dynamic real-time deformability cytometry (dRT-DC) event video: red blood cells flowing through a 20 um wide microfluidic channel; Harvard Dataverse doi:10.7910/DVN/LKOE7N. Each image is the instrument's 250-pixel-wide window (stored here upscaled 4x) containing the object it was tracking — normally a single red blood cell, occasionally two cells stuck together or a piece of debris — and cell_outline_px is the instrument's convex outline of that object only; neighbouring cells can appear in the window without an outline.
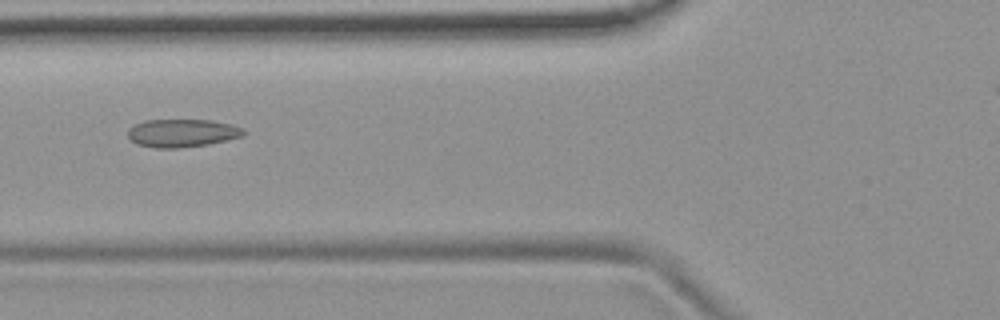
{"species": "common noctule bat (a hibernating species)", "species_latin": "Nyctalus noctula", "temperature_condition": "room temperature", "stored_images_in_passage": 10, "camera_frame_rate_fps": 3000, "um_per_image_px": 0.085, "animal": {"sex": "female", "body_mass_g": 19.9}, "frame": {"image": 1, "passage_image": 6, "time_ms": 6.0, "image_size_px": [1000, 320], "cell_outline_px": [[244, 136], [208, 144], [176, 148], [156, 148], [136, 144], [128, 136], [128, 128], [144, 120], [212, 120], [232, 124], [244, 128]], "centroid_in_image_um": [15.49, 11.3], "position_along_channel_um": 110.3, "area_um2": 18.9}}
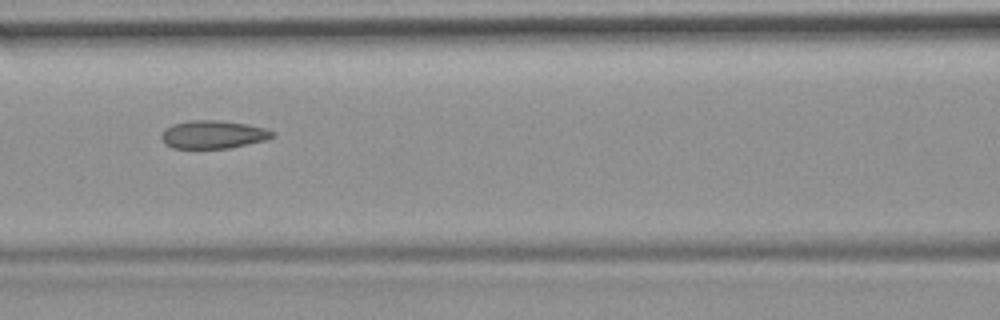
{"frame": {"image": 2, "passage_image": 7, "time_ms": 7.0, "image_size_px": [1000, 320], "cell_outline_px": [[276, 136], [264, 140], [228, 148], [172, 148], [164, 144], [160, 136], [164, 128], [172, 124], [188, 120], [220, 120], [248, 124], [268, 128], [276, 132]], "centroid_in_image_um": [18.11, 11.42], "position_along_channel_um": 148.5, "area_um2": 18.44}}